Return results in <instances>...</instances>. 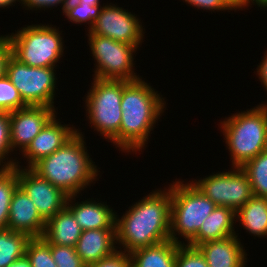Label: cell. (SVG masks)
<instances>
[{"label":"cell","mask_w":267,"mask_h":267,"mask_svg":"<svg viewBox=\"0 0 267 267\" xmlns=\"http://www.w3.org/2000/svg\"><path fill=\"white\" fill-rule=\"evenodd\" d=\"M171 192L152 191L123 214L116 215L117 244L129 254L139 248L170 240Z\"/></svg>","instance_id":"cell-1"},{"label":"cell","mask_w":267,"mask_h":267,"mask_svg":"<svg viewBox=\"0 0 267 267\" xmlns=\"http://www.w3.org/2000/svg\"><path fill=\"white\" fill-rule=\"evenodd\" d=\"M162 95L144 80H123L122 120L119 134L111 141L123 152H137L146 146L150 132L164 113ZM161 114V115H160Z\"/></svg>","instance_id":"cell-2"},{"label":"cell","mask_w":267,"mask_h":267,"mask_svg":"<svg viewBox=\"0 0 267 267\" xmlns=\"http://www.w3.org/2000/svg\"><path fill=\"white\" fill-rule=\"evenodd\" d=\"M84 137L78 130L57 151L39 160L31 169L67 195L80 194L97 181L100 172L87 153Z\"/></svg>","instance_id":"cell-3"},{"label":"cell","mask_w":267,"mask_h":267,"mask_svg":"<svg viewBox=\"0 0 267 267\" xmlns=\"http://www.w3.org/2000/svg\"><path fill=\"white\" fill-rule=\"evenodd\" d=\"M232 167H242L267 149V108L260 104L220 122Z\"/></svg>","instance_id":"cell-4"},{"label":"cell","mask_w":267,"mask_h":267,"mask_svg":"<svg viewBox=\"0 0 267 267\" xmlns=\"http://www.w3.org/2000/svg\"><path fill=\"white\" fill-rule=\"evenodd\" d=\"M189 182L184 184V181L178 180L170 184V239L178 244L185 243L178 240L177 235L183 236L188 244L196 236L203 221L217 207L191 181Z\"/></svg>","instance_id":"cell-5"},{"label":"cell","mask_w":267,"mask_h":267,"mask_svg":"<svg viewBox=\"0 0 267 267\" xmlns=\"http://www.w3.org/2000/svg\"><path fill=\"white\" fill-rule=\"evenodd\" d=\"M52 26L33 24L8 34L12 56L28 66L56 67L65 48L60 31Z\"/></svg>","instance_id":"cell-6"},{"label":"cell","mask_w":267,"mask_h":267,"mask_svg":"<svg viewBox=\"0 0 267 267\" xmlns=\"http://www.w3.org/2000/svg\"><path fill=\"white\" fill-rule=\"evenodd\" d=\"M87 93L85 107L90 125L99 135L112 141L119 134L122 120L123 80L93 78Z\"/></svg>","instance_id":"cell-7"},{"label":"cell","mask_w":267,"mask_h":267,"mask_svg":"<svg viewBox=\"0 0 267 267\" xmlns=\"http://www.w3.org/2000/svg\"><path fill=\"white\" fill-rule=\"evenodd\" d=\"M87 35L95 64L97 63L94 78L124 81L140 79L133 69V53H136L139 46L118 42L105 36Z\"/></svg>","instance_id":"cell-8"},{"label":"cell","mask_w":267,"mask_h":267,"mask_svg":"<svg viewBox=\"0 0 267 267\" xmlns=\"http://www.w3.org/2000/svg\"><path fill=\"white\" fill-rule=\"evenodd\" d=\"M56 67H32L12 55L6 66V76L19 91L28 106L54 107Z\"/></svg>","instance_id":"cell-9"},{"label":"cell","mask_w":267,"mask_h":267,"mask_svg":"<svg viewBox=\"0 0 267 267\" xmlns=\"http://www.w3.org/2000/svg\"><path fill=\"white\" fill-rule=\"evenodd\" d=\"M231 170L233 171L212 173L191 182L217 206L229 207L237 212L254 195L243 169L233 167Z\"/></svg>","instance_id":"cell-10"},{"label":"cell","mask_w":267,"mask_h":267,"mask_svg":"<svg viewBox=\"0 0 267 267\" xmlns=\"http://www.w3.org/2000/svg\"><path fill=\"white\" fill-rule=\"evenodd\" d=\"M143 27L137 16L115 4L103 5L89 34L111 38L115 41L139 46L143 42Z\"/></svg>","instance_id":"cell-11"},{"label":"cell","mask_w":267,"mask_h":267,"mask_svg":"<svg viewBox=\"0 0 267 267\" xmlns=\"http://www.w3.org/2000/svg\"><path fill=\"white\" fill-rule=\"evenodd\" d=\"M19 164L18 161L16 166H18L19 186L33 201L41 218L47 222L66 207L69 195L39 176L31 168H22Z\"/></svg>","instance_id":"cell-12"},{"label":"cell","mask_w":267,"mask_h":267,"mask_svg":"<svg viewBox=\"0 0 267 267\" xmlns=\"http://www.w3.org/2000/svg\"><path fill=\"white\" fill-rule=\"evenodd\" d=\"M55 108L48 106H27L10 112V145L24 152L32 140L55 116Z\"/></svg>","instance_id":"cell-13"},{"label":"cell","mask_w":267,"mask_h":267,"mask_svg":"<svg viewBox=\"0 0 267 267\" xmlns=\"http://www.w3.org/2000/svg\"><path fill=\"white\" fill-rule=\"evenodd\" d=\"M45 227L46 222L41 218L33 201L18 186L11 199L7 228L24 233L30 238H39L43 236Z\"/></svg>","instance_id":"cell-14"},{"label":"cell","mask_w":267,"mask_h":267,"mask_svg":"<svg viewBox=\"0 0 267 267\" xmlns=\"http://www.w3.org/2000/svg\"><path fill=\"white\" fill-rule=\"evenodd\" d=\"M56 118L55 115L22 153L28 161L26 168H31L42 158L57 151L78 132L75 127L66 124L61 125V122Z\"/></svg>","instance_id":"cell-15"},{"label":"cell","mask_w":267,"mask_h":267,"mask_svg":"<svg viewBox=\"0 0 267 267\" xmlns=\"http://www.w3.org/2000/svg\"><path fill=\"white\" fill-rule=\"evenodd\" d=\"M76 196L78 195L68 197L66 207L72 212L82 230L116 229L117 213H114L113 208H109L107 203L87 199L74 204Z\"/></svg>","instance_id":"cell-16"},{"label":"cell","mask_w":267,"mask_h":267,"mask_svg":"<svg viewBox=\"0 0 267 267\" xmlns=\"http://www.w3.org/2000/svg\"><path fill=\"white\" fill-rule=\"evenodd\" d=\"M116 229L83 230L75 246L76 253L88 267L114 254L117 249Z\"/></svg>","instance_id":"cell-17"},{"label":"cell","mask_w":267,"mask_h":267,"mask_svg":"<svg viewBox=\"0 0 267 267\" xmlns=\"http://www.w3.org/2000/svg\"><path fill=\"white\" fill-rule=\"evenodd\" d=\"M197 248L204 255L209 267H245L247 253L238 235L207 241Z\"/></svg>","instance_id":"cell-18"},{"label":"cell","mask_w":267,"mask_h":267,"mask_svg":"<svg viewBox=\"0 0 267 267\" xmlns=\"http://www.w3.org/2000/svg\"><path fill=\"white\" fill-rule=\"evenodd\" d=\"M235 219L236 212L234 210L229 207L217 206L203 221L196 236L187 245L197 247L207 241L222 240L236 235Z\"/></svg>","instance_id":"cell-19"},{"label":"cell","mask_w":267,"mask_h":267,"mask_svg":"<svg viewBox=\"0 0 267 267\" xmlns=\"http://www.w3.org/2000/svg\"><path fill=\"white\" fill-rule=\"evenodd\" d=\"M82 231L72 212L65 207L46 222L42 237L49 244L75 248Z\"/></svg>","instance_id":"cell-20"},{"label":"cell","mask_w":267,"mask_h":267,"mask_svg":"<svg viewBox=\"0 0 267 267\" xmlns=\"http://www.w3.org/2000/svg\"><path fill=\"white\" fill-rule=\"evenodd\" d=\"M178 245L170 239L134 250L129 253L131 267H175Z\"/></svg>","instance_id":"cell-21"},{"label":"cell","mask_w":267,"mask_h":267,"mask_svg":"<svg viewBox=\"0 0 267 267\" xmlns=\"http://www.w3.org/2000/svg\"><path fill=\"white\" fill-rule=\"evenodd\" d=\"M241 226L255 235V237H267V198L253 196L237 212L236 221Z\"/></svg>","instance_id":"cell-22"},{"label":"cell","mask_w":267,"mask_h":267,"mask_svg":"<svg viewBox=\"0 0 267 267\" xmlns=\"http://www.w3.org/2000/svg\"><path fill=\"white\" fill-rule=\"evenodd\" d=\"M31 238L21 232L0 229V267H7L25 256L28 241Z\"/></svg>","instance_id":"cell-23"},{"label":"cell","mask_w":267,"mask_h":267,"mask_svg":"<svg viewBox=\"0 0 267 267\" xmlns=\"http://www.w3.org/2000/svg\"><path fill=\"white\" fill-rule=\"evenodd\" d=\"M250 181L254 196L267 198V149L242 167Z\"/></svg>","instance_id":"cell-24"},{"label":"cell","mask_w":267,"mask_h":267,"mask_svg":"<svg viewBox=\"0 0 267 267\" xmlns=\"http://www.w3.org/2000/svg\"><path fill=\"white\" fill-rule=\"evenodd\" d=\"M18 186V166L0 169V229H7L11 199Z\"/></svg>","instance_id":"cell-25"},{"label":"cell","mask_w":267,"mask_h":267,"mask_svg":"<svg viewBox=\"0 0 267 267\" xmlns=\"http://www.w3.org/2000/svg\"><path fill=\"white\" fill-rule=\"evenodd\" d=\"M25 256L32 267H57L50 244L43 238H31L26 246Z\"/></svg>","instance_id":"cell-26"},{"label":"cell","mask_w":267,"mask_h":267,"mask_svg":"<svg viewBox=\"0 0 267 267\" xmlns=\"http://www.w3.org/2000/svg\"><path fill=\"white\" fill-rule=\"evenodd\" d=\"M102 6H94L76 3L74 0H69L63 12V15L70 20V22L79 24L87 23L89 25L88 29L90 30L94 25V21L100 15ZM90 23V24H89Z\"/></svg>","instance_id":"cell-27"},{"label":"cell","mask_w":267,"mask_h":267,"mask_svg":"<svg viewBox=\"0 0 267 267\" xmlns=\"http://www.w3.org/2000/svg\"><path fill=\"white\" fill-rule=\"evenodd\" d=\"M28 105L23 101L19 91L5 75L0 78V112H13Z\"/></svg>","instance_id":"cell-28"},{"label":"cell","mask_w":267,"mask_h":267,"mask_svg":"<svg viewBox=\"0 0 267 267\" xmlns=\"http://www.w3.org/2000/svg\"><path fill=\"white\" fill-rule=\"evenodd\" d=\"M10 152L12 153L10 145V115L8 112H0V169H9L16 166V159L13 160L11 158L8 160L7 155Z\"/></svg>","instance_id":"cell-29"},{"label":"cell","mask_w":267,"mask_h":267,"mask_svg":"<svg viewBox=\"0 0 267 267\" xmlns=\"http://www.w3.org/2000/svg\"><path fill=\"white\" fill-rule=\"evenodd\" d=\"M175 267H209L204 255L197 247L179 244Z\"/></svg>","instance_id":"cell-30"},{"label":"cell","mask_w":267,"mask_h":267,"mask_svg":"<svg viewBox=\"0 0 267 267\" xmlns=\"http://www.w3.org/2000/svg\"><path fill=\"white\" fill-rule=\"evenodd\" d=\"M50 249L57 267H87L74 247L50 244Z\"/></svg>","instance_id":"cell-31"},{"label":"cell","mask_w":267,"mask_h":267,"mask_svg":"<svg viewBox=\"0 0 267 267\" xmlns=\"http://www.w3.org/2000/svg\"><path fill=\"white\" fill-rule=\"evenodd\" d=\"M88 267H131L130 255L123 250H117L111 256L101 259Z\"/></svg>","instance_id":"cell-32"},{"label":"cell","mask_w":267,"mask_h":267,"mask_svg":"<svg viewBox=\"0 0 267 267\" xmlns=\"http://www.w3.org/2000/svg\"><path fill=\"white\" fill-rule=\"evenodd\" d=\"M184 2V0H183ZM186 4L209 11L232 10L223 0H185Z\"/></svg>","instance_id":"cell-33"},{"label":"cell","mask_w":267,"mask_h":267,"mask_svg":"<svg viewBox=\"0 0 267 267\" xmlns=\"http://www.w3.org/2000/svg\"><path fill=\"white\" fill-rule=\"evenodd\" d=\"M69 0H22L21 4L25 6L28 10H40L43 9H49L53 6L57 7L59 4L62 6V10L64 11L65 6L67 5ZM38 8V9H37Z\"/></svg>","instance_id":"cell-34"},{"label":"cell","mask_w":267,"mask_h":267,"mask_svg":"<svg viewBox=\"0 0 267 267\" xmlns=\"http://www.w3.org/2000/svg\"><path fill=\"white\" fill-rule=\"evenodd\" d=\"M12 55L11 45L6 35L0 36V78L6 75L7 62Z\"/></svg>","instance_id":"cell-35"},{"label":"cell","mask_w":267,"mask_h":267,"mask_svg":"<svg viewBox=\"0 0 267 267\" xmlns=\"http://www.w3.org/2000/svg\"><path fill=\"white\" fill-rule=\"evenodd\" d=\"M265 54L266 55L262 58L263 60L257 68V74L261 84H263L267 91V51H265Z\"/></svg>","instance_id":"cell-36"},{"label":"cell","mask_w":267,"mask_h":267,"mask_svg":"<svg viewBox=\"0 0 267 267\" xmlns=\"http://www.w3.org/2000/svg\"><path fill=\"white\" fill-rule=\"evenodd\" d=\"M232 10H243V0H223Z\"/></svg>","instance_id":"cell-37"},{"label":"cell","mask_w":267,"mask_h":267,"mask_svg":"<svg viewBox=\"0 0 267 267\" xmlns=\"http://www.w3.org/2000/svg\"><path fill=\"white\" fill-rule=\"evenodd\" d=\"M7 267H32L26 256L14 261Z\"/></svg>","instance_id":"cell-38"},{"label":"cell","mask_w":267,"mask_h":267,"mask_svg":"<svg viewBox=\"0 0 267 267\" xmlns=\"http://www.w3.org/2000/svg\"><path fill=\"white\" fill-rule=\"evenodd\" d=\"M251 2L253 3V5L256 4L258 7H260V9L262 7L267 8V0H243V8L245 9V7H249Z\"/></svg>","instance_id":"cell-39"},{"label":"cell","mask_w":267,"mask_h":267,"mask_svg":"<svg viewBox=\"0 0 267 267\" xmlns=\"http://www.w3.org/2000/svg\"><path fill=\"white\" fill-rule=\"evenodd\" d=\"M76 3H83L87 5H91L92 7L94 6H99L100 0H74Z\"/></svg>","instance_id":"cell-40"},{"label":"cell","mask_w":267,"mask_h":267,"mask_svg":"<svg viewBox=\"0 0 267 267\" xmlns=\"http://www.w3.org/2000/svg\"><path fill=\"white\" fill-rule=\"evenodd\" d=\"M16 1L20 2L22 0H0V8H5V7H8V6H12L13 3H16Z\"/></svg>","instance_id":"cell-41"}]
</instances>
